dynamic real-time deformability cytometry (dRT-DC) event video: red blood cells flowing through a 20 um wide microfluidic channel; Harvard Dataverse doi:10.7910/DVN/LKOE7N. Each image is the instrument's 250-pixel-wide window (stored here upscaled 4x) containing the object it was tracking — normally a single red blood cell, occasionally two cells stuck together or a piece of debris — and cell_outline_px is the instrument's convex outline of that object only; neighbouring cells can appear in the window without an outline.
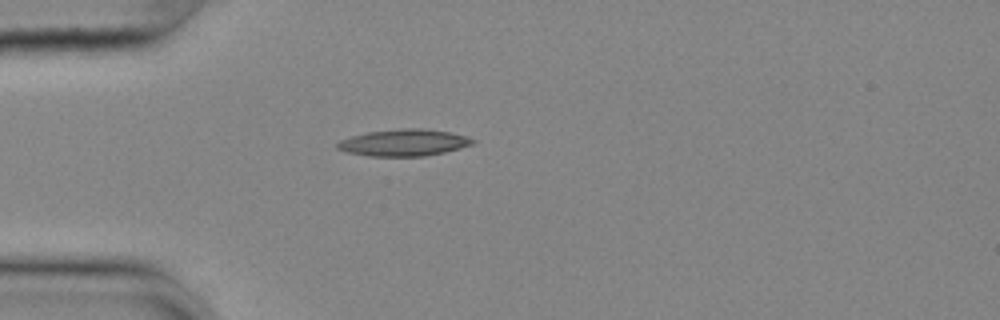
{"species": "common noctule bat (a hibernating species)", "species_latin": "Nyctalus noctula", "temperature_condition": "cold", "stored_images_in_passage": 41, "camera_frame_rate_fps": 3000, "um_per_image_px": 0.085, "animal": {"sex": "female", "body_mass_g": 25.1}, "frame": {"image": 1, "passage_image": 1, "time_ms": 0.0, "image_size_px": [1000, 320], "cell_outline_px": [[476, 140], [472, 144], [460, 148], [444, 152], [424, 156], [368, 156], [348, 152], [336, 148], [336, 144], [340, 140], [352, 136], [368, 132], [404, 128], [424, 128], [448, 132], [464, 136]], "centroid_in_image_um": [34.31, 12.12], "position_along_channel_um": 50.7, "area_um2": 20.87}}
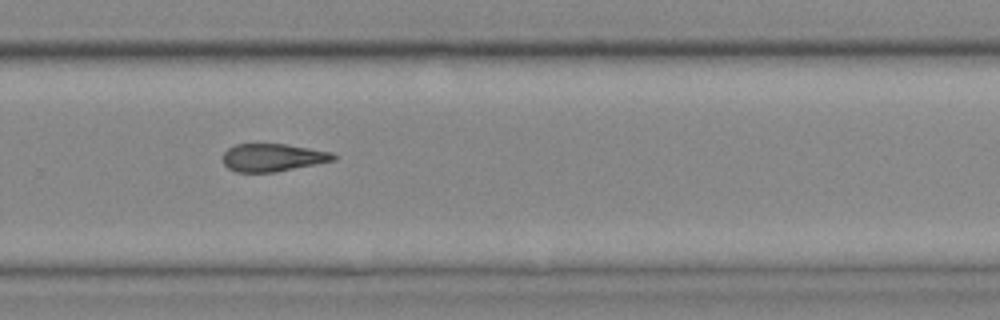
{"frame": {"image": 2, "passage_image": 23, "time_ms": 7.333, "image_size_px": [1000, 320], "cell_outline_px": [[336, 160], [316, 164], [272, 172], [236, 172], [228, 168], [224, 164], [224, 152], [228, 148], [236, 144], [284, 144], [332, 152], [336, 156]], "centroid_in_image_um": [23.18, 13.39], "position_along_channel_um": 306.6, "area_um2": 17.69}}
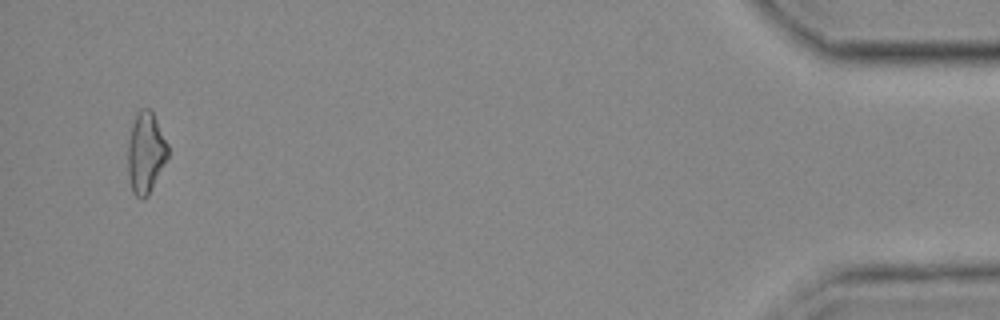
{"frame": {"image": 3, "passage_image": 39, "time_ms": 12.667, "image_size_px": [1000, 320], "cell_outline_px": [[168, 156], [148, 196], [140, 200], [132, 192], [128, 176], [128, 144], [132, 124], [140, 108], [148, 108], [152, 112], [168, 144]], "centroid_in_image_um": [12.37, 13.01], "position_along_channel_um": 422.8, "area_um2": 18.73}}